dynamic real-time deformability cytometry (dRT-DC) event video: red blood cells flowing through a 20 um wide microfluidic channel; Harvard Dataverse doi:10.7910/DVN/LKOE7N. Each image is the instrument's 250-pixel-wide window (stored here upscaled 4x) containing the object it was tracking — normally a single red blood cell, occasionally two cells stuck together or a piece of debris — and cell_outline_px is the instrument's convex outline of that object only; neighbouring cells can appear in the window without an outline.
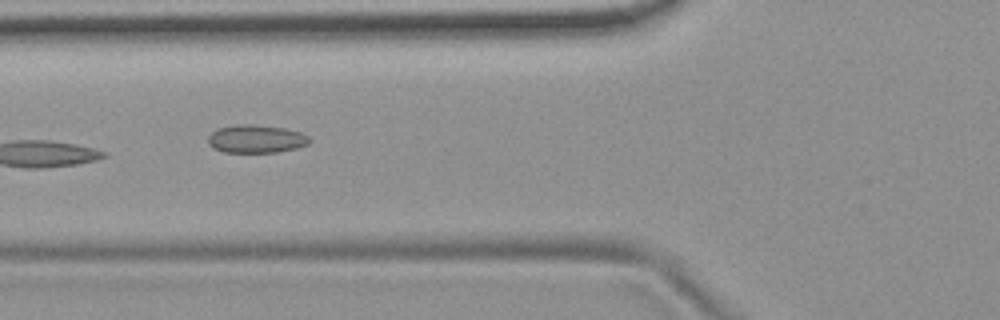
{"species": "common noctule bat (a hibernating species)", "species_latin": "Nyctalus noctula", "temperature_condition": "room temperature", "stored_images_in_passage": 10, "camera_frame_rate_fps": 3000, "um_per_image_px": 0.085, "animal": {"sex": "female", "body_mass_g": 19.9}, "frame": {"image": 1, "passage_image": 6, "time_ms": 1.667, "image_size_px": [1000, 320], "cell_outline_px": [[312, 140], [308, 144], [296, 148], [276, 152], [224, 152], [212, 148], [208, 144], [208, 136], [216, 128], [236, 124], [252, 124], [284, 128], [300, 132], [308, 136]], "centroid_in_image_um": [21.74, 11.8], "position_along_channel_um": 104.1, "area_um2": 16.7}}